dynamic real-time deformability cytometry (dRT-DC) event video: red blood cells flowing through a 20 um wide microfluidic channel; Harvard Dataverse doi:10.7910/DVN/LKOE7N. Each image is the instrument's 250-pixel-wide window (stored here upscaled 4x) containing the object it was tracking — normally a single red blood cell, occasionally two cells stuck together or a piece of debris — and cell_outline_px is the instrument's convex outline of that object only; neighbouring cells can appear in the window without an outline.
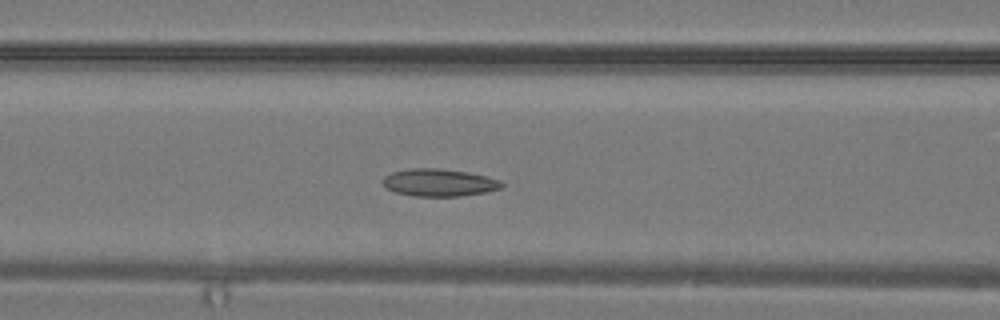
{"species": "common noctule bat (a hibernating species)", "species_latin": "Nyctalus noctula", "temperature_condition": "warm", "stored_images_in_passage": 28, "segment_of_instrument_passage": [1, 2], "camera_frame_rate_fps": 3000, "um_per_image_px": 0.085, "animal": {"sex": "male", "body_mass_g": 19.2, "forearm_length_mm": 51.8}, "frame": {"image": 1, "passage_image": 8, "time_ms": 2.333, "image_size_px": [1000, 320], "cell_outline_px": [[504, 184], [500, 188], [484, 192], [460, 196], [412, 196], [396, 192], [384, 188], [380, 180], [384, 176], [392, 172], [412, 168], [436, 168], [468, 172], [500, 180]], "centroid_in_image_um": [37.25, 15.52], "position_along_channel_um": 129.4, "area_um2": 19.02}}
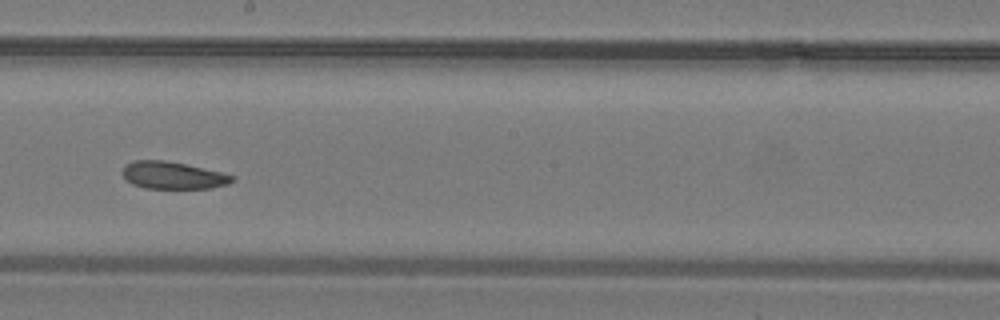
{"frame": {"image": 2, "passage_image": 13, "time_ms": 4.0, "image_size_px": [1000, 320], "cell_outline_px": [[236, 180], [228, 184], [212, 188], [144, 188], [132, 184], [120, 172], [124, 164], [132, 160], [164, 160], [184, 164], [220, 172], [236, 176]], "centroid_in_image_um": [14.67, 14.9], "position_along_channel_um": 233.5, "area_um2": 17.51}}
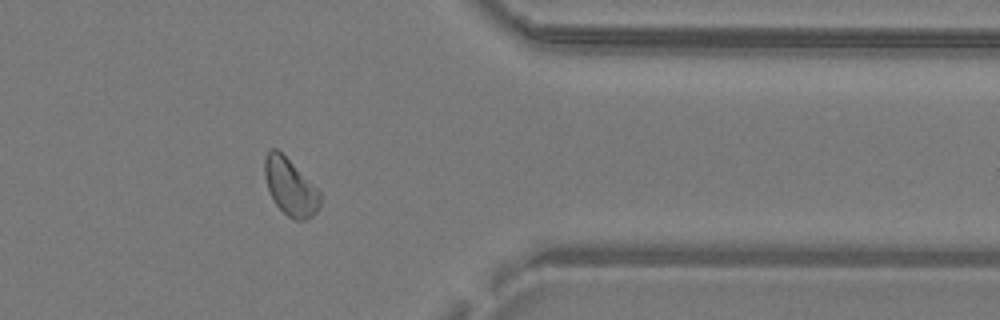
{"frame": {"image": 3, "passage_image": 21, "time_ms": 6.667, "image_size_px": [1000, 320], "cell_outline_px": [[320, 204], [316, 212], [312, 216], [304, 220], [292, 220], [276, 204], [268, 188], [264, 176], [264, 156], [268, 148], [276, 148], [320, 192]], "centroid_in_image_um": [24.64, 15.89], "position_along_channel_um": 386.8, "area_um2": 17.98}}